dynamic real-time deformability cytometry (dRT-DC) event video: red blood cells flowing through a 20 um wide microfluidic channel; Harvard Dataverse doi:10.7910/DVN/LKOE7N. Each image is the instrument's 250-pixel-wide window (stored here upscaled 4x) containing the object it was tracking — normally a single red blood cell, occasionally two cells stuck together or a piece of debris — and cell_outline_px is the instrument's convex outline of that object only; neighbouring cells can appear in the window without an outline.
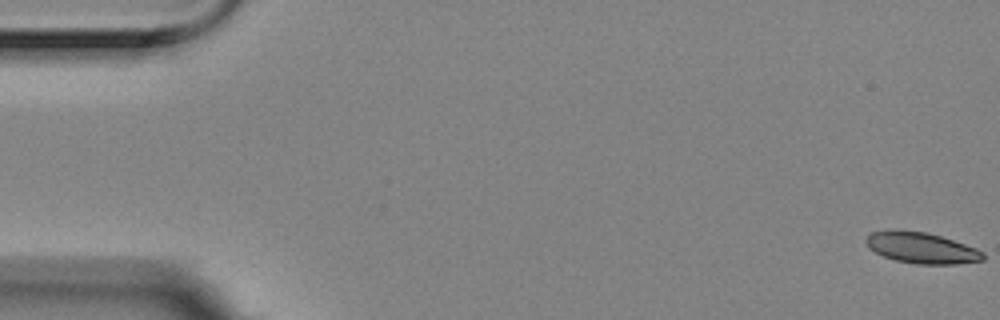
{"species": "Egyptian fruit bat (a non-hibernating species)", "species_latin": "Rousettus aegyptiacus", "temperature_condition": "room temperature", "stored_images_in_passage": 9, "camera_frame_rate_fps": 3000, "um_per_image_px": 0.085, "animal": {"sex": "female"}, "frame": {"image": 1, "passage_image": 1, "time_ms": 0.0, "image_size_px": [1000, 320], "cell_outline_px": [[984, 260], [956, 264], [916, 264], [896, 260], [884, 256], [868, 248], [864, 240], [872, 232], [888, 228], [924, 232], [940, 236], [976, 248], [984, 252]], "centroid_in_image_um": [78.29, 21.06], "position_along_channel_um": 6.7, "area_um2": 21.21}}